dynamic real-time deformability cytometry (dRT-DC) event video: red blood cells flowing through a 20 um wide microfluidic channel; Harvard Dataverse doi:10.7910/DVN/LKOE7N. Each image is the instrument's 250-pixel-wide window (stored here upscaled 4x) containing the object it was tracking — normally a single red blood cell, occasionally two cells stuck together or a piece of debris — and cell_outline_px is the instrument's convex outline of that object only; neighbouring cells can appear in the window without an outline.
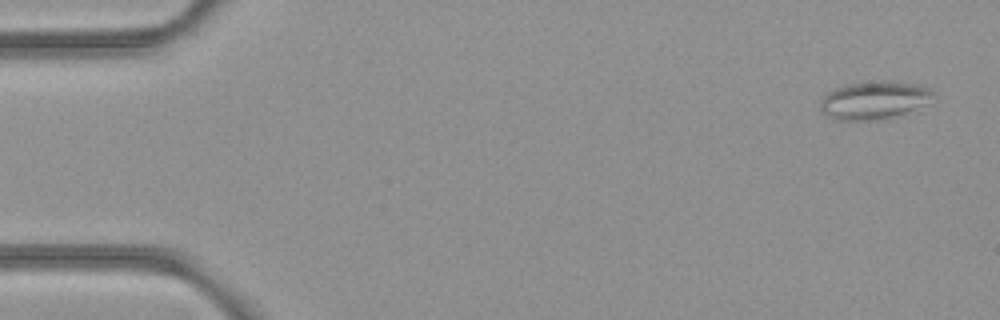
{"species": "common noctule bat (a hibernating species)", "species_latin": "Nyctalus noctula", "temperature_condition": "room temperature", "stored_images_in_passage": 6, "camera_frame_rate_fps": 3000, "um_per_image_px": 0.085, "animal": {"sex": "female", "body_mass_g": 21.9}, "frame": {"image": 1, "passage_image": 1, "time_ms": 0.0, "image_size_px": [1000, 320], "cell_outline_px": [[936, 92], [920, 104], [888, 120], [836, 120], [824, 116], [820, 112], [820, 100], [828, 92], [836, 88], [848, 84], [880, 80], [888, 80], [920, 84], [932, 88]], "centroid_in_image_um": [74.22, 8.51], "position_along_channel_um": 10.8, "area_um2": 25.03}}